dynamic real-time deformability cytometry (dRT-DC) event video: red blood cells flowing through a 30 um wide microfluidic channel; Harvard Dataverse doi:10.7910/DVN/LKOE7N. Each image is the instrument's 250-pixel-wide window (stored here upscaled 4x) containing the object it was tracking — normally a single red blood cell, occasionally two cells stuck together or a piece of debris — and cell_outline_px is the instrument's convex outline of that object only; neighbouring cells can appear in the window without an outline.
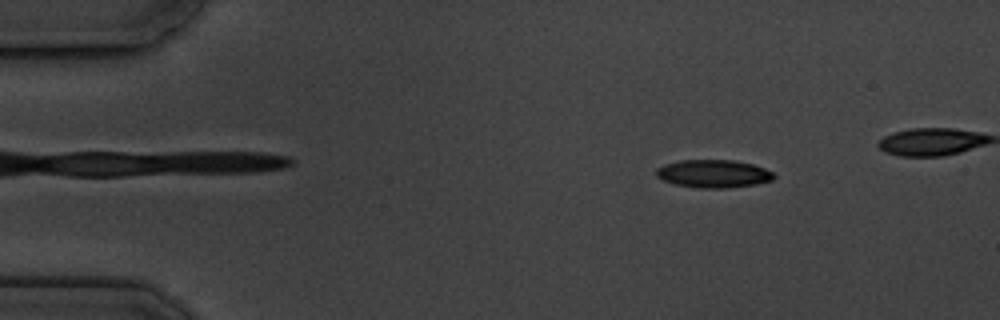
{"species": "common noctule bat (a hibernating species)", "species_latin": "Nyctalus noctula", "temperature_condition": "cold", "stored_images_in_passage": 11, "camera_frame_rate_fps": 3000, "um_per_image_px": 0.085, "animal": {"sex": "male", "body_mass_g": 19.5, "forearm_length_mm": 54.6}, "frame": {"image": 1, "passage_image": 2, "time_ms": 2.0, "image_size_px": [1000, 320], "cell_outline_px": [[776, 176], [772, 180], [756, 184], [728, 188], [700, 188], [676, 184], [664, 180], [656, 176], [656, 168], [664, 164], [680, 160], [732, 160], [752, 164], [764, 168], [772, 172]], "centroid_in_image_um": [60.64, 14.76], "position_along_channel_um": 24.4, "area_um2": 19.07}}
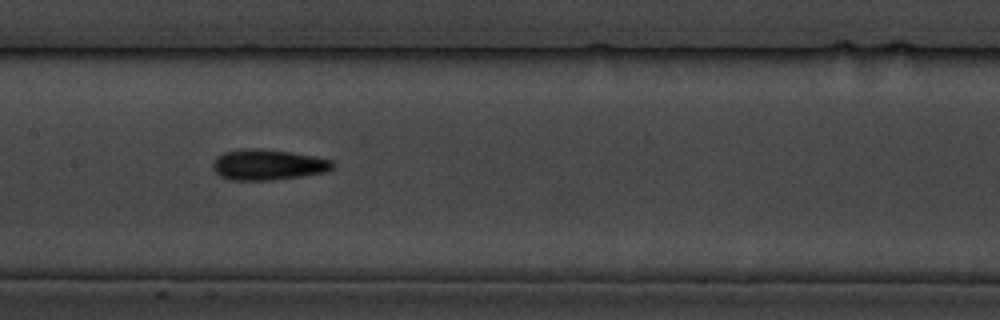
{"frame": {"image": 2, "passage_image": 8, "time_ms": 8.667, "image_size_px": [1000, 320], "cell_outline_px": [[336, 164], [332, 168], [324, 172], [300, 176], [272, 180], [228, 180], [220, 176], [212, 168], [212, 160], [216, 156], [224, 152], [240, 148], [260, 148], [292, 152], [316, 156], [332, 160]], "centroid_in_image_um": [22.73, 13.98], "position_along_channel_um": 184.7, "area_um2": 21.73}}
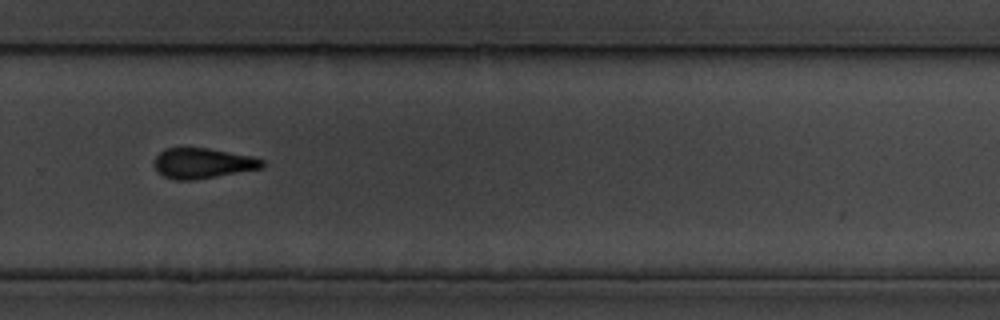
{"frame": {"image": 3, "passage_image": 11, "time_ms": 12.333, "image_size_px": [1000, 320], "cell_outline_px": [[264, 168], [196, 180], [172, 180], [164, 176], [156, 168], [156, 156], [164, 148], [208, 148], [252, 156], [264, 160]], "centroid_in_image_um": [17.28, 13.88], "position_along_channel_um": 312.5, "area_um2": 19.07}}